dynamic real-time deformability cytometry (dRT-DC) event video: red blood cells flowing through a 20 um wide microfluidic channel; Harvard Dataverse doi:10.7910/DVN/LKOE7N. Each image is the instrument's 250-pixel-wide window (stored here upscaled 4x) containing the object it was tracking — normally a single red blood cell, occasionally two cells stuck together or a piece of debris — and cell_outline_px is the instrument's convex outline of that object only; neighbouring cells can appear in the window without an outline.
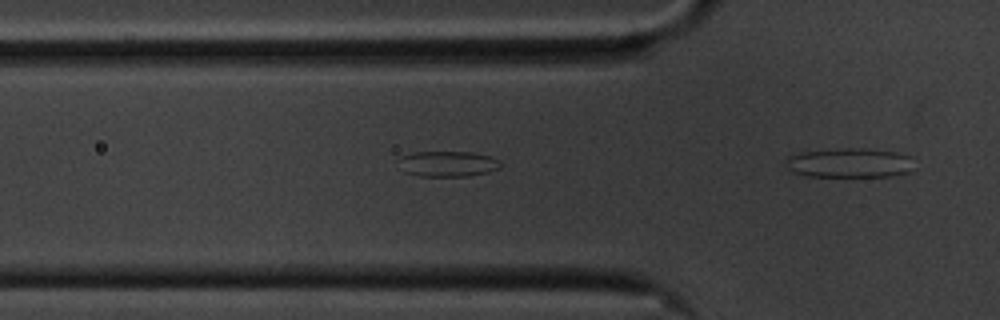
{"species": "common noctule bat (a hibernating species)", "species_latin": "Nyctalus noctula", "temperature_condition": "cold", "stored_images_in_passage": 14, "camera_frame_rate_fps": 3000, "um_per_image_px": 0.085, "animal": {"sex": "male", "body_mass_g": 20.1, "forearm_length_mm": 53.5}, "frame": {"image": 1, "passage_image": 10, "time_ms": 3.0, "image_size_px": [1000, 320], "cell_outline_px": [[500, 168], [488, 172], [468, 176], [420, 176], [404, 172], [400, 156], [416, 152], [472, 152], [488, 156], [500, 160]], "centroid_in_image_um": [38.1, 13.93], "position_along_channel_um": 87.7, "area_um2": 14.97}}